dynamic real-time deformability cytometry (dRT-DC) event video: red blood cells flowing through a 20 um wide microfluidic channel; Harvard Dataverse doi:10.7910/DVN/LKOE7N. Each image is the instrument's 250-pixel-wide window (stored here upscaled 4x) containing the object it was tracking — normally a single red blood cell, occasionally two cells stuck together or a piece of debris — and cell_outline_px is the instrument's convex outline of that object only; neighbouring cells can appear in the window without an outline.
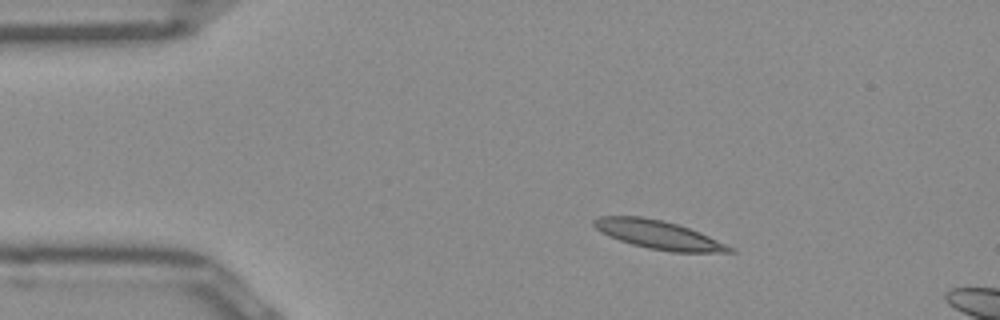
{"species": "Egyptian fruit bat (a non-hibernating species)", "species_latin": "Rousettus aegyptiacus", "temperature_condition": "room temperature", "stored_images_in_passage": 44, "segment_of_instrument_passage": [1, 2], "camera_frame_rate_fps": 3000, "um_per_image_px": 0.085, "frame": {"image": 1, "passage_image": 1, "time_ms": 0.0, "image_size_px": [1000, 320], "cell_outline_px": [[736, 252], [672, 252], [648, 248], [632, 244], [608, 236], [600, 232], [592, 224], [592, 220], [600, 216], [640, 216], [664, 220], [700, 232], [736, 248]], "centroid_in_image_um": [55.98, 19.95], "position_along_channel_um": 29.0, "area_um2": 22.6}}
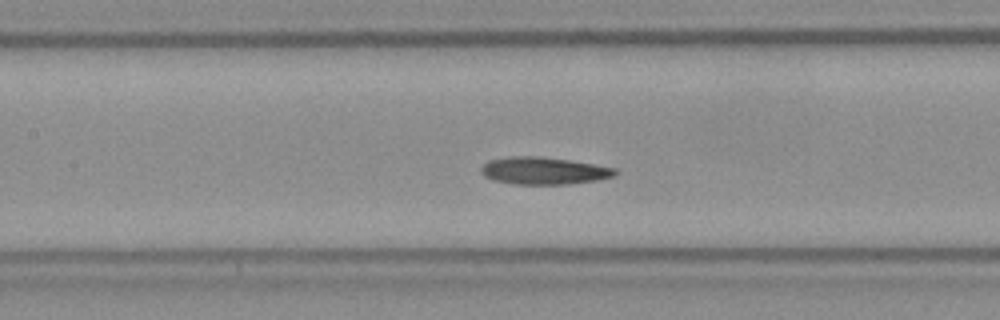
{"frame": {"image": 2, "passage_image": 15, "time_ms": 4.667, "image_size_px": [1000, 320], "cell_outline_px": [[620, 172], [616, 176], [596, 180], [568, 184], [512, 184], [492, 180], [484, 176], [480, 172], [480, 168], [488, 160], [512, 156], [540, 156], [568, 160], [616, 168]], "centroid_in_image_um": [46.21, 14.52], "position_along_channel_um": 161.2, "area_um2": 21.44}}
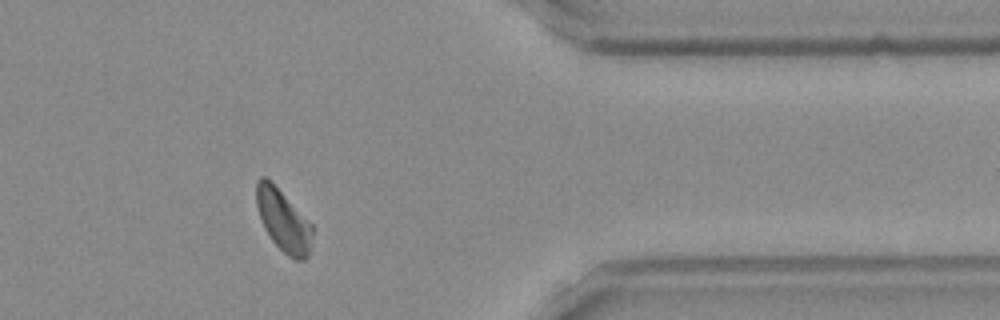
{"frame": {"image": 3, "passage_image": 34, "time_ms": 11.0, "image_size_px": [1000, 320], "cell_outline_px": [[312, 232], [308, 256], [304, 260], [296, 260], [288, 256], [272, 240], [264, 228], [256, 204], [256, 180], [260, 176], [264, 176], [312, 224]], "centroid_in_image_um": [24.06, 18.77], "position_along_channel_um": 387.3, "area_um2": 19.54}}